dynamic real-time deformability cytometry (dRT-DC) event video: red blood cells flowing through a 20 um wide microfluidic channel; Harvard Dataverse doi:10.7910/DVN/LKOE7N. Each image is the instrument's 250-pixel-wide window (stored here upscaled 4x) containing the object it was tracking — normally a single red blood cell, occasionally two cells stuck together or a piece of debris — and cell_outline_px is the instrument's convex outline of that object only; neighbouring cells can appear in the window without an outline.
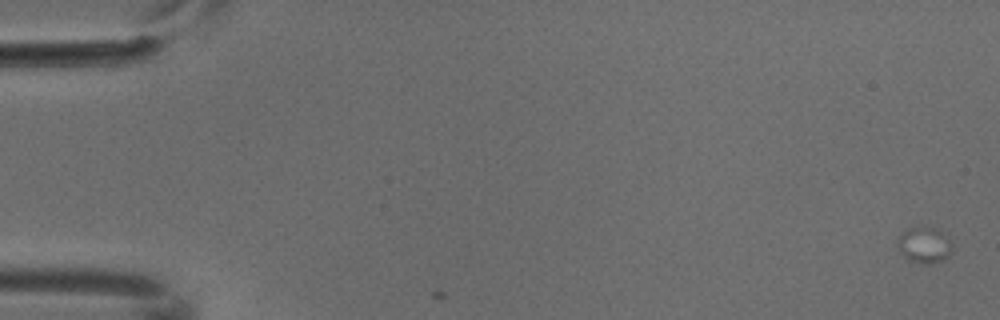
{"species": "common noctule bat (a hibernating species)", "species_latin": "Nyctalus noctula", "temperature_condition": "cold", "stored_images_in_passage": 6, "camera_frame_rate_fps": 3000, "um_per_image_px": 0.085, "animal": {"sex": "male", "body_mass_g": 18.8}, "frame": {"image": 1, "passage_image": 1, "time_ms": 0.0, "image_size_px": [1000, 320], "cell_outline_px": [[952, 252], [948, 256], [940, 260], [928, 264], [920, 264], [908, 260], [900, 252], [896, 244], [896, 240], [900, 232], [904, 228], [920, 224], [932, 224], [952, 244]], "centroid_in_image_um": [78.49, 20.75], "position_along_channel_um": 6.5, "area_um2": 12.08}}